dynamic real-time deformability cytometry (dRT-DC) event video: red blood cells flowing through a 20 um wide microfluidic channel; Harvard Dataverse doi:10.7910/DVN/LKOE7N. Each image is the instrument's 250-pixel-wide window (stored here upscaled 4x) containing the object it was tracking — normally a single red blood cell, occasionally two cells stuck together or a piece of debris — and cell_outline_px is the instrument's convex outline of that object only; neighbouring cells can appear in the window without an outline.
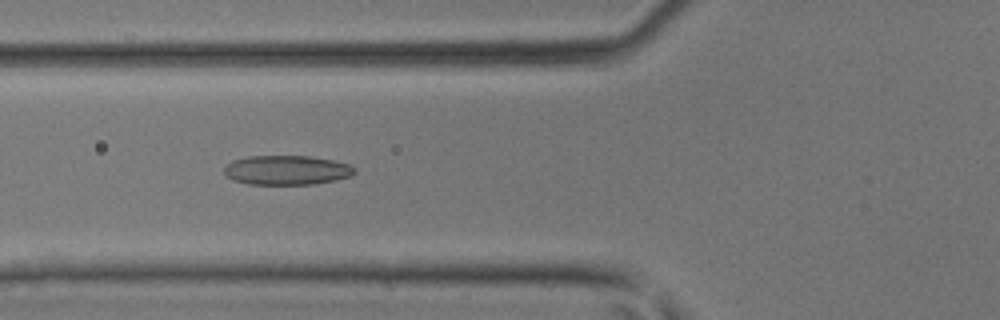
{"species": "common noctule bat (a hibernating species)", "species_latin": "Nyctalus noctula", "temperature_condition": "room temperature", "stored_images_in_passage": 37, "camera_frame_rate_fps": 3000, "um_per_image_px": 0.085, "animal": {"sex": "male", "body_mass_g": 17.9, "forearm_length_mm": 54.2}, "frame": {"image": 1, "passage_image": 9, "time_ms": 2.667, "image_size_px": [1000, 320], "cell_outline_px": [[356, 172], [352, 176], [336, 180], [312, 184], [248, 184], [232, 180], [224, 172], [224, 168], [232, 160], [248, 156], [308, 156], [332, 160], [348, 164], [356, 168]], "centroid_in_image_um": [24.38, 14.46], "position_along_channel_um": 101.4, "area_um2": 22.37}}
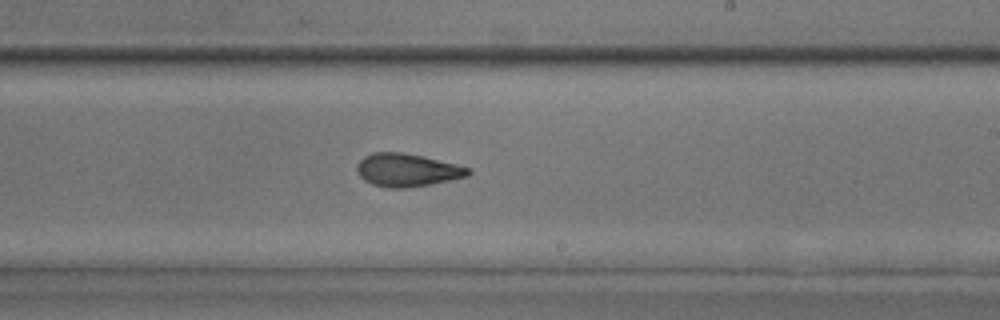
{"frame": {"image": 2, "passage_image": 19, "time_ms": 6.0, "image_size_px": [1000, 320], "cell_outline_px": [[472, 172], [468, 176], [428, 184], [404, 188], [388, 188], [372, 184], [364, 180], [356, 172], [356, 164], [364, 156], [372, 152], [404, 152], [424, 156], [472, 168]], "centroid_in_image_um": [34.58, 14.44], "position_along_channel_um": 254.4, "area_um2": 21.5}}
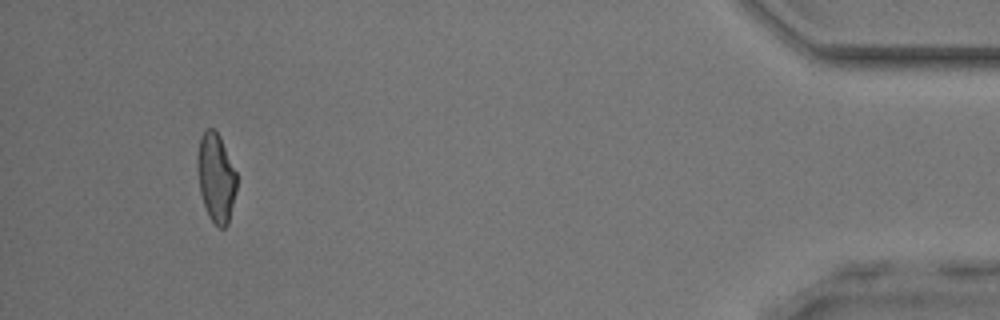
{"frame": {"image": 3, "passage_image": 34, "time_ms": 11.0, "image_size_px": [1000, 320], "cell_outline_px": [[236, 192], [228, 224], [224, 228], [220, 228], [208, 216], [200, 192], [196, 164], [196, 160], [200, 136], [208, 128], [212, 128], [220, 136], [236, 172]], "centroid_in_image_um": [18.35, 15.1], "position_along_channel_um": 416.9, "area_um2": 20.29}}